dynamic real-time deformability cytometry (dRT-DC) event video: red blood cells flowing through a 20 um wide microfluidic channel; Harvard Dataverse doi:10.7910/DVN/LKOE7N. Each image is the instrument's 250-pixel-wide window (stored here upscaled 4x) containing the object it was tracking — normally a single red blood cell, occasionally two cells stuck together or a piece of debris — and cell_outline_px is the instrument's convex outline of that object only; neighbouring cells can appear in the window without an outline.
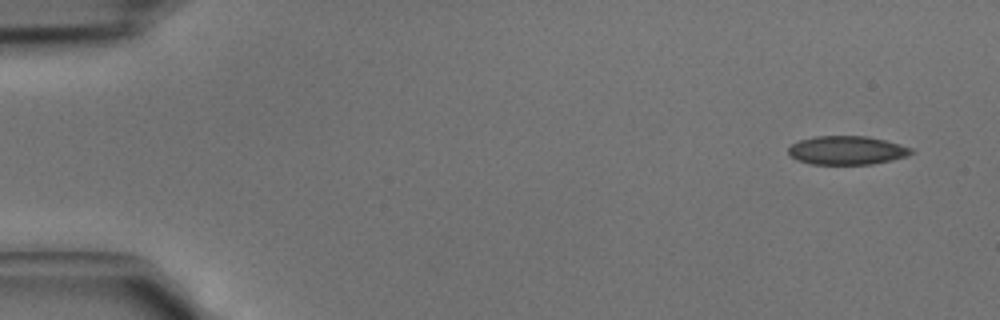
{"species": "common noctule bat (a hibernating species)", "species_latin": "Nyctalus noctula", "temperature_condition": "cold", "stored_images_in_passage": 5, "camera_frame_rate_fps": 3000, "um_per_image_px": 0.085, "animal": {"sex": "male", "body_mass_g": 15.6}, "frame": {"image": 1, "passage_image": 1, "time_ms": 0.0, "image_size_px": [1000, 320], "cell_outline_px": [[916, 152], [908, 156], [872, 164], [812, 164], [796, 160], [788, 152], [788, 148], [792, 144], [800, 140], [816, 136], [864, 136], [884, 140], [900, 144], [912, 148]], "centroid_in_image_um": [72.0, 12.78], "position_along_channel_um": 13.0, "area_um2": 20.46}}
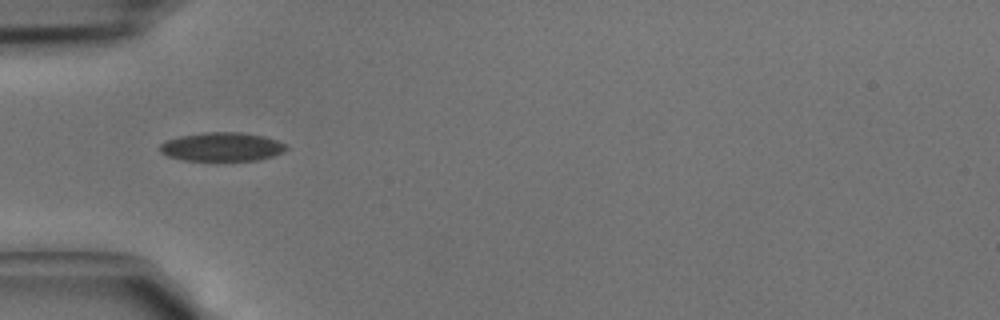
{"frame": {"image": 2, "passage_image": 4, "time_ms": 1.0, "image_size_px": [1000, 320], "cell_outline_px": [[288, 148], [284, 152], [272, 156], [256, 160], [184, 160], [168, 156], [160, 152], [160, 144], [168, 140], [180, 136], [204, 132], [244, 132], [264, 136], [276, 140], [284, 144]], "centroid_in_image_um": [18.87, 12.47], "position_along_channel_um": 66.1, "area_um2": 21.04}}